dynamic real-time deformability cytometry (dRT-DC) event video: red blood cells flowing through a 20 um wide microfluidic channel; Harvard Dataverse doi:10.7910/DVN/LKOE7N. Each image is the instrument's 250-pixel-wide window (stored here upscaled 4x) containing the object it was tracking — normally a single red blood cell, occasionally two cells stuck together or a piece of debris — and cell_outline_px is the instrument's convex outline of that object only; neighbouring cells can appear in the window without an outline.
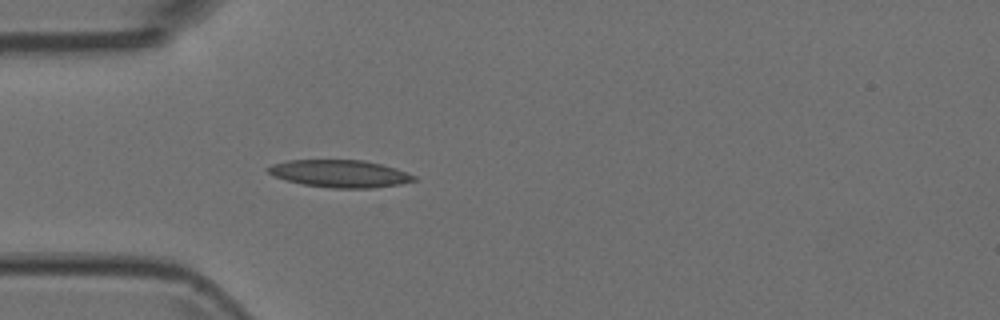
{"species": "Egyptian fruit bat (a non-hibernating species)", "species_latin": "Rousettus aegyptiacus", "temperature_condition": "room temperature", "stored_images_in_passage": 3, "camera_frame_rate_fps": 3000, "um_per_image_px": 0.085, "animal": {"sex": "female"}, "frame": {"image": 1, "passage_image": 3, "time_ms": 0.667, "image_size_px": [1000, 320], "cell_outline_px": [[416, 180], [400, 184], [372, 188], [332, 188], [304, 184], [284, 180], [272, 176], [264, 168], [272, 164], [288, 160], [364, 160], [380, 164], [416, 176]], "centroid_in_image_um": [28.81, 14.76], "position_along_channel_um": 56.2, "area_um2": 23.18}}